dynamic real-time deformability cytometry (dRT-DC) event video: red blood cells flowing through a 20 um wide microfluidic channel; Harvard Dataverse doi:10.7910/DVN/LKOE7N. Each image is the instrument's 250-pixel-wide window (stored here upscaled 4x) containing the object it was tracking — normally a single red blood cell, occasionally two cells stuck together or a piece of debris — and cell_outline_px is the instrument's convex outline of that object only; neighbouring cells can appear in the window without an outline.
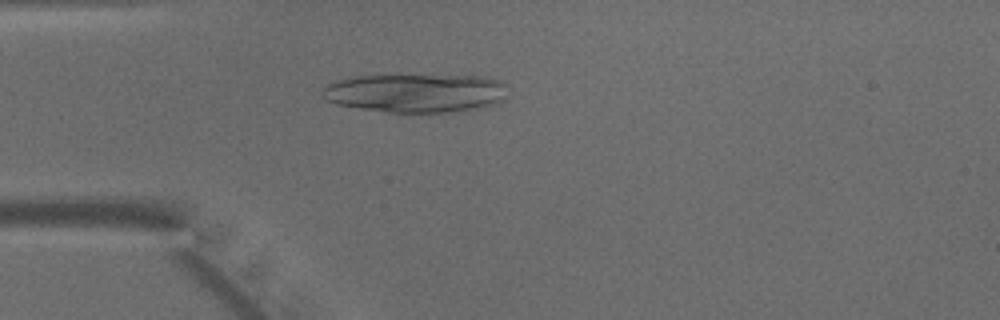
{"species": "common noctule bat (a hibernating species)", "species_latin": "Nyctalus noctula", "temperature_condition": "warm", "stored_images_in_passage": 46, "camera_frame_rate_fps": 3000, "um_per_image_px": 0.085, "animal": {"sex": "male", "body_mass_g": 15.6}, "frame": {"image": 1, "passage_image": 12, "time_ms": 3.667, "image_size_px": [1000, 320], "cell_outline_px": [[508, 96], [484, 108], [464, 112], [388, 112], [336, 104], [328, 100], [324, 96], [324, 88], [332, 80], [352, 76], [480, 76], [500, 80], [504, 84]], "centroid_in_image_um": [35.38, 7.91], "position_along_channel_um": 49.6, "area_um2": 41.73}}
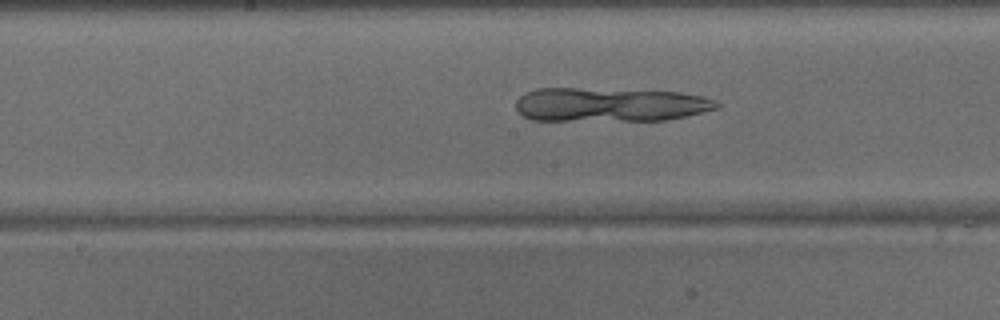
{"frame": {"image": 2, "passage_image": 23, "time_ms": 7.333, "image_size_px": [1000, 320], "cell_outline_px": [[720, 108], [684, 116], [664, 120], [532, 120], [516, 112], [516, 100], [524, 92], [536, 88], [576, 88], [680, 92], [704, 96], [716, 100], [720, 104]], "centroid_in_image_um": [51.82, 8.89], "position_along_channel_um": 196.4, "area_um2": 39.88}}
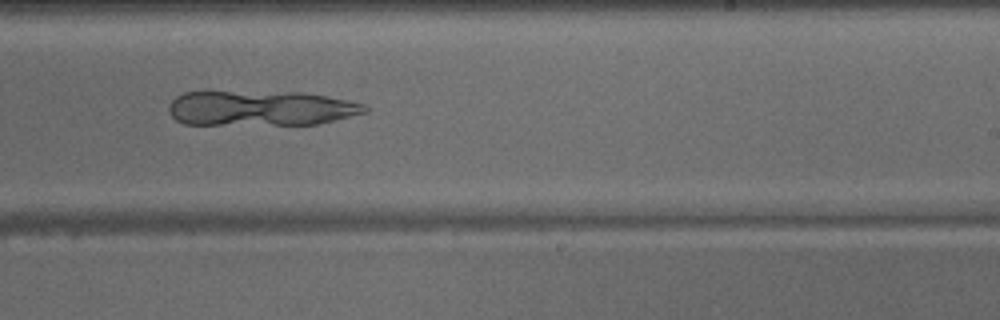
{"frame": {"image": 3, "passage_image": 28, "time_ms": 9.0, "image_size_px": [1000, 320], "cell_outline_px": [[368, 112], [316, 124], [184, 124], [176, 120], [168, 112], [168, 108], [172, 100], [176, 96], [184, 92], [304, 92], [352, 100], [364, 104], [368, 108]], "centroid_in_image_um": [22.18, 9.19], "position_along_channel_um": 266.8, "area_um2": 40.11}}